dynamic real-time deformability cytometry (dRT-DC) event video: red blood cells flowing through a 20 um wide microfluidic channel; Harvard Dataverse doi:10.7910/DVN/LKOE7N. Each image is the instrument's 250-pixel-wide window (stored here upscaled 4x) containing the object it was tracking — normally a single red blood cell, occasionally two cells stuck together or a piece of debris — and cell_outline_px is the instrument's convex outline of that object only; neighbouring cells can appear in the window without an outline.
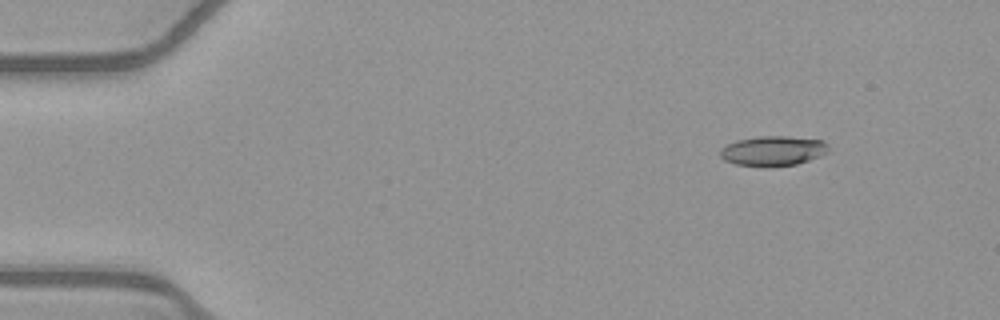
{"species": "common noctule bat (a hibernating species)", "species_latin": "Nyctalus noctula", "temperature_condition": "warm", "stored_images_in_passage": 47, "camera_frame_rate_fps": 3000, "um_per_image_px": 0.085, "animal": {"sex": "female", "body_mass_g": 21.9}, "frame": {"image": 1, "passage_image": 1, "time_ms": 0.0, "image_size_px": [1000, 320], "cell_outline_px": [[828, 152], [820, 156], [796, 164], [768, 168], [764, 168], [736, 164], [724, 160], [720, 156], [720, 148], [736, 140], [760, 136], [788, 136], [820, 140], [828, 144]], "centroid_in_image_um": [65.68, 12.84], "position_along_channel_um": 19.3, "area_um2": 19.07}}
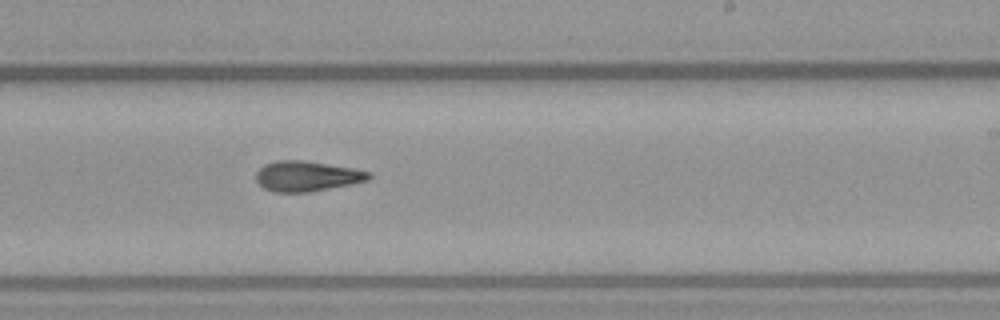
{"frame": {"image": 2, "passage_image": 27, "time_ms": 8.667, "image_size_px": [1000, 320], "cell_outline_px": [[372, 176], [368, 180], [352, 184], [312, 192], [272, 192], [264, 188], [256, 180], [256, 172], [264, 164], [276, 160], [304, 160], [352, 168], [372, 172]], "centroid_in_image_um": [26.09, 14.97], "position_along_channel_um": 262.9, "area_um2": 20.06}}
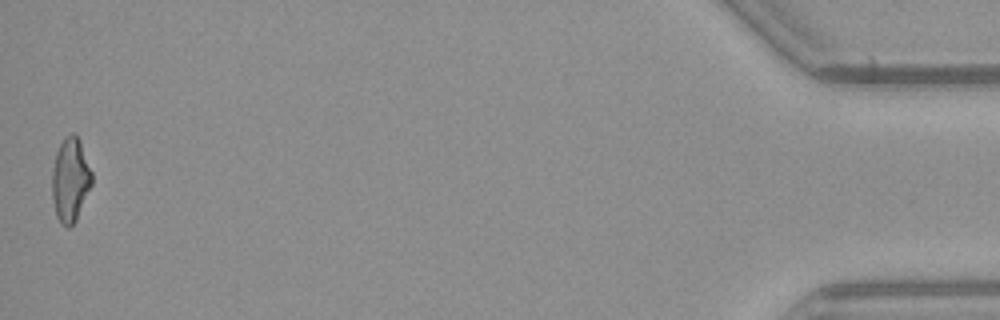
{"frame": {"image": 3, "passage_image": 47, "time_ms": 15.333, "image_size_px": [1000, 320], "cell_outline_px": [[92, 184], [76, 220], [68, 228], [60, 224], [56, 216], [52, 196], [52, 172], [56, 152], [64, 136], [72, 132], [80, 140], [92, 172]], "centroid_in_image_um": [5.97, 15.28], "position_along_channel_um": 429.2, "area_um2": 19.54}, "authors_computed_cell_mechanics": {"area_um2": 19.5364, "velocity_mm_per_s": 3.9546, "shape_relaxation_time_tau1_ms": 10.314, "shape_relaxation_time_tau2_ms": 5.2605, "deformation_change_tau1": 0.2546, "deformation_change_tau2": 0.162}}